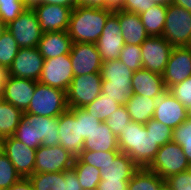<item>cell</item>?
I'll return each instance as SVG.
<instances>
[{
  "instance_id": "cell-54",
  "label": "cell",
  "mask_w": 191,
  "mask_h": 190,
  "mask_svg": "<svg viewBox=\"0 0 191 190\" xmlns=\"http://www.w3.org/2000/svg\"><path fill=\"white\" fill-rule=\"evenodd\" d=\"M27 8H33L41 3V0H23Z\"/></svg>"
},
{
  "instance_id": "cell-43",
  "label": "cell",
  "mask_w": 191,
  "mask_h": 190,
  "mask_svg": "<svg viewBox=\"0 0 191 190\" xmlns=\"http://www.w3.org/2000/svg\"><path fill=\"white\" fill-rule=\"evenodd\" d=\"M167 90L185 106L187 111L191 110V76Z\"/></svg>"
},
{
  "instance_id": "cell-56",
  "label": "cell",
  "mask_w": 191,
  "mask_h": 190,
  "mask_svg": "<svg viewBox=\"0 0 191 190\" xmlns=\"http://www.w3.org/2000/svg\"><path fill=\"white\" fill-rule=\"evenodd\" d=\"M154 4L169 5L172 0H151Z\"/></svg>"
},
{
  "instance_id": "cell-11",
  "label": "cell",
  "mask_w": 191,
  "mask_h": 190,
  "mask_svg": "<svg viewBox=\"0 0 191 190\" xmlns=\"http://www.w3.org/2000/svg\"><path fill=\"white\" fill-rule=\"evenodd\" d=\"M75 157L61 145L36 149L34 173H54L72 169Z\"/></svg>"
},
{
  "instance_id": "cell-41",
  "label": "cell",
  "mask_w": 191,
  "mask_h": 190,
  "mask_svg": "<svg viewBox=\"0 0 191 190\" xmlns=\"http://www.w3.org/2000/svg\"><path fill=\"white\" fill-rule=\"evenodd\" d=\"M25 9L23 0H0V19L8 24L15 20Z\"/></svg>"
},
{
  "instance_id": "cell-52",
  "label": "cell",
  "mask_w": 191,
  "mask_h": 190,
  "mask_svg": "<svg viewBox=\"0 0 191 190\" xmlns=\"http://www.w3.org/2000/svg\"><path fill=\"white\" fill-rule=\"evenodd\" d=\"M7 77L8 69L3 66H0V90H3Z\"/></svg>"
},
{
  "instance_id": "cell-30",
  "label": "cell",
  "mask_w": 191,
  "mask_h": 190,
  "mask_svg": "<svg viewBox=\"0 0 191 190\" xmlns=\"http://www.w3.org/2000/svg\"><path fill=\"white\" fill-rule=\"evenodd\" d=\"M22 118L20 109L4 101L0 105V138L13 136Z\"/></svg>"
},
{
  "instance_id": "cell-26",
  "label": "cell",
  "mask_w": 191,
  "mask_h": 190,
  "mask_svg": "<svg viewBox=\"0 0 191 190\" xmlns=\"http://www.w3.org/2000/svg\"><path fill=\"white\" fill-rule=\"evenodd\" d=\"M119 150L118 138L109 126L102 122L99 127L84 140L82 151L108 152Z\"/></svg>"
},
{
  "instance_id": "cell-1",
  "label": "cell",
  "mask_w": 191,
  "mask_h": 190,
  "mask_svg": "<svg viewBox=\"0 0 191 190\" xmlns=\"http://www.w3.org/2000/svg\"><path fill=\"white\" fill-rule=\"evenodd\" d=\"M58 128V117L23 114L13 137L32 149L51 147L59 145Z\"/></svg>"
},
{
  "instance_id": "cell-55",
  "label": "cell",
  "mask_w": 191,
  "mask_h": 190,
  "mask_svg": "<svg viewBox=\"0 0 191 190\" xmlns=\"http://www.w3.org/2000/svg\"><path fill=\"white\" fill-rule=\"evenodd\" d=\"M7 31V24L0 19V37Z\"/></svg>"
},
{
  "instance_id": "cell-13",
  "label": "cell",
  "mask_w": 191,
  "mask_h": 190,
  "mask_svg": "<svg viewBox=\"0 0 191 190\" xmlns=\"http://www.w3.org/2000/svg\"><path fill=\"white\" fill-rule=\"evenodd\" d=\"M118 21V11L113 12L106 20L102 34L96 42L102 62L119 59L125 45Z\"/></svg>"
},
{
  "instance_id": "cell-48",
  "label": "cell",
  "mask_w": 191,
  "mask_h": 190,
  "mask_svg": "<svg viewBox=\"0 0 191 190\" xmlns=\"http://www.w3.org/2000/svg\"><path fill=\"white\" fill-rule=\"evenodd\" d=\"M76 6L107 9L106 0H76Z\"/></svg>"
},
{
  "instance_id": "cell-23",
  "label": "cell",
  "mask_w": 191,
  "mask_h": 190,
  "mask_svg": "<svg viewBox=\"0 0 191 190\" xmlns=\"http://www.w3.org/2000/svg\"><path fill=\"white\" fill-rule=\"evenodd\" d=\"M72 44L67 31L45 32L39 41L38 49L44 59H50L69 54Z\"/></svg>"
},
{
  "instance_id": "cell-33",
  "label": "cell",
  "mask_w": 191,
  "mask_h": 190,
  "mask_svg": "<svg viewBox=\"0 0 191 190\" xmlns=\"http://www.w3.org/2000/svg\"><path fill=\"white\" fill-rule=\"evenodd\" d=\"M72 169L78 177L82 190L98 187L101 181V172L98 168L86 163H73Z\"/></svg>"
},
{
  "instance_id": "cell-10",
  "label": "cell",
  "mask_w": 191,
  "mask_h": 190,
  "mask_svg": "<svg viewBox=\"0 0 191 190\" xmlns=\"http://www.w3.org/2000/svg\"><path fill=\"white\" fill-rule=\"evenodd\" d=\"M72 68L69 54L45 59L38 81L67 92L74 77Z\"/></svg>"
},
{
  "instance_id": "cell-19",
  "label": "cell",
  "mask_w": 191,
  "mask_h": 190,
  "mask_svg": "<svg viewBox=\"0 0 191 190\" xmlns=\"http://www.w3.org/2000/svg\"><path fill=\"white\" fill-rule=\"evenodd\" d=\"M153 119L175 129L188 119V111L185 106L167 90L157 99Z\"/></svg>"
},
{
  "instance_id": "cell-36",
  "label": "cell",
  "mask_w": 191,
  "mask_h": 190,
  "mask_svg": "<svg viewBox=\"0 0 191 190\" xmlns=\"http://www.w3.org/2000/svg\"><path fill=\"white\" fill-rule=\"evenodd\" d=\"M21 178L9 158L2 152L0 154V189H8Z\"/></svg>"
},
{
  "instance_id": "cell-60",
  "label": "cell",
  "mask_w": 191,
  "mask_h": 190,
  "mask_svg": "<svg viewBox=\"0 0 191 190\" xmlns=\"http://www.w3.org/2000/svg\"><path fill=\"white\" fill-rule=\"evenodd\" d=\"M83 190H100L98 187H94V188H91V189H83Z\"/></svg>"
},
{
  "instance_id": "cell-7",
  "label": "cell",
  "mask_w": 191,
  "mask_h": 190,
  "mask_svg": "<svg viewBox=\"0 0 191 190\" xmlns=\"http://www.w3.org/2000/svg\"><path fill=\"white\" fill-rule=\"evenodd\" d=\"M166 180L174 174L191 169L182 147L173 141L160 146L152 163L147 167Z\"/></svg>"
},
{
  "instance_id": "cell-38",
  "label": "cell",
  "mask_w": 191,
  "mask_h": 190,
  "mask_svg": "<svg viewBox=\"0 0 191 190\" xmlns=\"http://www.w3.org/2000/svg\"><path fill=\"white\" fill-rule=\"evenodd\" d=\"M172 141L182 147L188 162L191 165V121L185 120L178 127L173 129Z\"/></svg>"
},
{
  "instance_id": "cell-3",
  "label": "cell",
  "mask_w": 191,
  "mask_h": 190,
  "mask_svg": "<svg viewBox=\"0 0 191 190\" xmlns=\"http://www.w3.org/2000/svg\"><path fill=\"white\" fill-rule=\"evenodd\" d=\"M112 13L108 9L76 6L72 10L67 29L72 42L96 43Z\"/></svg>"
},
{
  "instance_id": "cell-6",
  "label": "cell",
  "mask_w": 191,
  "mask_h": 190,
  "mask_svg": "<svg viewBox=\"0 0 191 190\" xmlns=\"http://www.w3.org/2000/svg\"><path fill=\"white\" fill-rule=\"evenodd\" d=\"M162 36L173 47L191 46V12L170 3Z\"/></svg>"
},
{
  "instance_id": "cell-15",
  "label": "cell",
  "mask_w": 191,
  "mask_h": 190,
  "mask_svg": "<svg viewBox=\"0 0 191 190\" xmlns=\"http://www.w3.org/2000/svg\"><path fill=\"white\" fill-rule=\"evenodd\" d=\"M44 61L38 47L20 48L8 69V75L38 81Z\"/></svg>"
},
{
  "instance_id": "cell-34",
  "label": "cell",
  "mask_w": 191,
  "mask_h": 190,
  "mask_svg": "<svg viewBox=\"0 0 191 190\" xmlns=\"http://www.w3.org/2000/svg\"><path fill=\"white\" fill-rule=\"evenodd\" d=\"M20 47L12 34L7 30L0 37V66L7 69L12 65Z\"/></svg>"
},
{
  "instance_id": "cell-29",
  "label": "cell",
  "mask_w": 191,
  "mask_h": 190,
  "mask_svg": "<svg viewBox=\"0 0 191 190\" xmlns=\"http://www.w3.org/2000/svg\"><path fill=\"white\" fill-rule=\"evenodd\" d=\"M166 13L167 5L155 4L149 10L139 14L141 22L149 36H162Z\"/></svg>"
},
{
  "instance_id": "cell-20",
  "label": "cell",
  "mask_w": 191,
  "mask_h": 190,
  "mask_svg": "<svg viewBox=\"0 0 191 190\" xmlns=\"http://www.w3.org/2000/svg\"><path fill=\"white\" fill-rule=\"evenodd\" d=\"M36 81L9 76L3 87L4 101L25 112L33 98Z\"/></svg>"
},
{
  "instance_id": "cell-16",
  "label": "cell",
  "mask_w": 191,
  "mask_h": 190,
  "mask_svg": "<svg viewBox=\"0 0 191 190\" xmlns=\"http://www.w3.org/2000/svg\"><path fill=\"white\" fill-rule=\"evenodd\" d=\"M69 55L74 76L101 72L102 60L96 43H73Z\"/></svg>"
},
{
  "instance_id": "cell-47",
  "label": "cell",
  "mask_w": 191,
  "mask_h": 190,
  "mask_svg": "<svg viewBox=\"0 0 191 190\" xmlns=\"http://www.w3.org/2000/svg\"><path fill=\"white\" fill-rule=\"evenodd\" d=\"M65 190H82L78 177L73 169L64 171Z\"/></svg>"
},
{
  "instance_id": "cell-45",
  "label": "cell",
  "mask_w": 191,
  "mask_h": 190,
  "mask_svg": "<svg viewBox=\"0 0 191 190\" xmlns=\"http://www.w3.org/2000/svg\"><path fill=\"white\" fill-rule=\"evenodd\" d=\"M154 5L151 0H124V10L135 14H141Z\"/></svg>"
},
{
  "instance_id": "cell-51",
  "label": "cell",
  "mask_w": 191,
  "mask_h": 190,
  "mask_svg": "<svg viewBox=\"0 0 191 190\" xmlns=\"http://www.w3.org/2000/svg\"><path fill=\"white\" fill-rule=\"evenodd\" d=\"M107 9L111 12L124 10V0H106Z\"/></svg>"
},
{
  "instance_id": "cell-32",
  "label": "cell",
  "mask_w": 191,
  "mask_h": 190,
  "mask_svg": "<svg viewBox=\"0 0 191 190\" xmlns=\"http://www.w3.org/2000/svg\"><path fill=\"white\" fill-rule=\"evenodd\" d=\"M121 107L119 103L113 101L110 97H105L102 93L90 104L83 107L87 113L93 114L95 119L104 122L110 114Z\"/></svg>"
},
{
  "instance_id": "cell-9",
  "label": "cell",
  "mask_w": 191,
  "mask_h": 190,
  "mask_svg": "<svg viewBox=\"0 0 191 190\" xmlns=\"http://www.w3.org/2000/svg\"><path fill=\"white\" fill-rule=\"evenodd\" d=\"M20 48L38 47L43 32L33 8L25 9L15 20L7 24Z\"/></svg>"
},
{
  "instance_id": "cell-18",
  "label": "cell",
  "mask_w": 191,
  "mask_h": 190,
  "mask_svg": "<svg viewBox=\"0 0 191 190\" xmlns=\"http://www.w3.org/2000/svg\"><path fill=\"white\" fill-rule=\"evenodd\" d=\"M43 33L67 31L72 10L62 5L40 3L33 7Z\"/></svg>"
},
{
  "instance_id": "cell-28",
  "label": "cell",
  "mask_w": 191,
  "mask_h": 190,
  "mask_svg": "<svg viewBox=\"0 0 191 190\" xmlns=\"http://www.w3.org/2000/svg\"><path fill=\"white\" fill-rule=\"evenodd\" d=\"M166 180L147 167L138 168L128 181V190H165Z\"/></svg>"
},
{
  "instance_id": "cell-17",
  "label": "cell",
  "mask_w": 191,
  "mask_h": 190,
  "mask_svg": "<svg viewBox=\"0 0 191 190\" xmlns=\"http://www.w3.org/2000/svg\"><path fill=\"white\" fill-rule=\"evenodd\" d=\"M162 76L166 89L191 76V46L173 47Z\"/></svg>"
},
{
  "instance_id": "cell-25",
  "label": "cell",
  "mask_w": 191,
  "mask_h": 190,
  "mask_svg": "<svg viewBox=\"0 0 191 190\" xmlns=\"http://www.w3.org/2000/svg\"><path fill=\"white\" fill-rule=\"evenodd\" d=\"M139 167L125 153H119L100 169L101 180L129 181Z\"/></svg>"
},
{
  "instance_id": "cell-59",
  "label": "cell",
  "mask_w": 191,
  "mask_h": 190,
  "mask_svg": "<svg viewBox=\"0 0 191 190\" xmlns=\"http://www.w3.org/2000/svg\"><path fill=\"white\" fill-rule=\"evenodd\" d=\"M188 120H190V121H191V110H190V111H188Z\"/></svg>"
},
{
  "instance_id": "cell-24",
  "label": "cell",
  "mask_w": 191,
  "mask_h": 190,
  "mask_svg": "<svg viewBox=\"0 0 191 190\" xmlns=\"http://www.w3.org/2000/svg\"><path fill=\"white\" fill-rule=\"evenodd\" d=\"M118 21L125 44L141 45L149 37L139 14L121 10L118 11Z\"/></svg>"
},
{
  "instance_id": "cell-35",
  "label": "cell",
  "mask_w": 191,
  "mask_h": 190,
  "mask_svg": "<svg viewBox=\"0 0 191 190\" xmlns=\"http://www.w3.org/2000/svg\"><path fill=\"white\" fill-rule=\"evenodd\" d=\"M119 153L120 150L108 152L81 151L73 163H86L100 170L110 159H115Z\"/></svg>"
},
{
  "instance_id": "cell-46",
  "label": "cell",
  "mask_w": 191,
  "mask_h": 190,
  "mask_svg": "<svg viewBox=\"0 0 191 190\" xmlns=\"http://www.w3.org/2000/svg\"><path fill=\"white\" fill-rule=\"evenodd\" d=\"M98 188L100 190H128V181L101 180Z\"/></svg>"
},
{
  "instance_id": "cell-49",
  "label": "cell",
  "mask_w": 191,
  "mask_h": 190,
  "mask_svg": "<svg viewBox=\"0 0 191 190\" xmlns=\"http://www.w3.org/2000/svg\"><path fill=\"white\" fill-rule=\"evenodd\" d=\"M5 190H34V188L29 178L22 177L18 182Z\"/></svg>"
},
{
  "instance_id": "cell-4",
  "label": "cell",
  "mask_w": 191,
  "mask_h": 190,
  "mask_svg": "<svg viewBox=\"0 0 191 190\" xmlns=\"http://www.w3.org/2000/svg\"><path fill=\"white\" fill-rule=\"evenodd\" d=\"M102 94L120 105H125L134 93L132 89L133 71L119 59L102 62Z\"/></svg>"
},
{
  "instance_id": "cell-8",
  "label": "cell",
  "mask_w": 191,
  "mask_h": 190,
  "mask_svg": "<svg viewBox=\"0 0 191 190\" xmlns=\"http://www.w3.org/2000/svg\"><path fill=\"white\" fill-rule=\"evenodd\" d=\"M101 73L74 76L66 92L68 108H83L102 93Z\"/></svg>"
},
{
  "instance_id": "cell-31",
  "label": "cell",
  "mask_w": 191,
  "mask_h": 190,
  "mask_svg": "<svg viewBox=\"0 0 191 190\" xmlns=\"http://www.w3.org/2000/svg\"><path fill=\"white\" fill-rule=\"evenodd\" d=\"M29 180L34 190H65V179L63 172L33 173Z\"/></svg>"
},
{
  "instance_id": "cell-2",
  "label": "cell",
  "mask_w": 191,
  "mask_h": 190,
  "mask_svg": "<svg viewBox=\"0 0 191 190\" xmlns=\"http://www.w3.org/2000/svg\"><path fill=\"white\" fill-rule=\"evenodd\" d=\"M117 138L120 152L127 154L139 168L148 167L160 148L145 125L137 122H130Z\"/></svg>"
},
{
  "instance_id": "cell-12",
  "label": "cell",
  "mask_w": 191,
  "mask_h": 190,
  "mask_svg": "<svg viewBox=\"0 0 191 190\" xmlns=\"http://www.w3.org/2000/svg\"><path fill=\"white\" fill-rule=\"evenodd\" d=\"M140 46L143 68L163 75L173 46L163 36H149Z\"/></svg>"
},
{
  "instance_id": "cell-37",
  "label": "cell",
  "mask_w": 191,
  "mask_h": 190,
  "mask_svg": "<svg viewBox=\"0 0 191 190\" xmlns=\"http://www.w3.org/2000/svg\"><path fill=\"white\" fill-rule=\"evenodd\" d=\"M79 122L80 136L85 140L102 123L83 108H68Z\"/></svg>"
},
{
  "instance_id": "cell-58",
  "label": "cell",
  "mask_w": 191,
  "mask_h": 190,
  "mask_svg": "<svg viewBox=\"0 0 191 190\" xmlns=\"http://www.w3.org/2000/svg\"><path fill=\"white\" fill-rule=\"evenodd\" d=\"M3 152L2 150V139L0 138V154Z\"/></svg>"
},
{
  "instance_id": "cell-22",
  "label": "cell",
  "mask_w": 191,
  "mask_h": 190,
  "mask_svg": "<svg viewBox=\"0 0 191 190\" xmlns=\"http://www.w3.org/2000/svg\"><path fill=\"white\" fill-rule=\"evenodd\" d=\"M131 82L133 93L141 96L159 98L167 91L163 82V76L144 68L133 72Z\"/></svg>"
},
{
  "instance_id": "cell-57",
  "label": "cell",
  "mask_w": 191,
  "mask_h": 190,
  "mask_svg": "<svg viewBox=\"0 0 191 190\" xmlns=\"http://www.w3.org/2000/svg\"><path fill=\"white\" fill-rule=\"evenodd\" d=\"M4 102L3 91L0 90V105Z\"/></svg>"
},
{
  "instance_id": "cell-50",
  "label": "cell",
  "mask_w": 191,
  "mask_h": 190,
  "mask_svg": "<svg viewBox=\"0 0 191 190\" xmlns=\"http://www.w3.org/2000/svg\"><path fill=\"white\" fill-rule=\"evenodd\" d=\"M44 4L62 5L74 9L76 7V0H41Z\"/></svg>"
},
{
  "instance_id": "cell-44",
  "label": "cell",
  "mask_w": 191,
  "mask_h": 190,
  "mask_svg": "<svg viewBox=\"0 0 191 190\" xmlns=\"http://www.w3.org/2000/svg\"><path fill=\"white\" fill-rule=\"evenodd\" d=\"M166 188L169 190H191V169L167 178Z\"/></svg>"
},
{
  "instance_id": "cell-40",
  "label": "cell",
  "mask_w": 191,
  "mask_h": 190,
  "mask_svg": "<svg viewBox=\"0 0 191 190\" xmlns=\"http://www.w3.org/2000/svg\"><path fill=\"white\" fill-rule=\"evenodd\" d=\"M119 60L133 72L142 69L141 46L125 44L120 52Z\"/></svg>"
},
{
  "instance_id": "cell-42",
  "label": "cell",
  "mask_w": 191,
  "mask_h": 190,
  "mask_svg": "<svg viewBox=\"0 0 191 190\" xmlns=\"http://www.w3.org/2000/svg\"><path fill=\"white\" fill-rule=\"evenodd\" d=\"M132 122L130 115L128 114L126 107L121 105V107L110 114L109 118L104 121L116 137L127 128V125Z\"/></svg>"
},
{
  "instance_id": "cell-39",
  "label": "cell",
  "mask_w": 191,
  "mask_h": 190,
  "mask_svg": "<svg viewBox=\"0 0 191 190\" xmlns=\"http://www.w3.org/2000/svg\"><path fill=\"white\" fill-rule=\"evenodd\" d=\"M144 125L147 133L159 146H163L165 143L172 141L173 129L171 127L153 118Z\"/></svg>"
},
{
  "instance_id": "cell-27",
  "label": "cell",
  "mask_w": 191,
  "mask_h": 190,
  "mask_svg": "<svg viewBox=\"0 0 191 190\" xmlns=\"http://www.w3.org/2000/svg\"><path fill=\"white\" fill-rule=\"evenodd\" d=\"M158 98H149L133 94L125 103L126 110L132 122L146 124L153 118Z\"/></svg>"
},
{
  "instance_id": "cell-53",
  "label": "cell",
  "mask_w": 191,
  "mask_h": 190,
  "mask_svg": "<svg viewBox=\"0 0 191 190\" xmlns=\"http://www.w3.org/2000/svg\"><path fill=\"white\" fill-rule=\"evenodd\" d=\"M171 3L183 7L191 12V0H172Z\"/></svg>"
},
{
  "instance_id": "cell-5",
  "label": "cell",
  "mask_w": 191,
  "mask_h": 190,
  "mask_svg": "<svg viewBox=\"0 0 191 190\" xmlns=\"http://www.w3.org/2000/svg\"><path fill=\"white\" fill-rule=\"evenodd\" d=\"M67 109L66 91L36 81L33 98L23 114L59 117Z\"/></svg>"
},
{
  "instance_id": "cell-21",
  "label": "cell",
  "mask_w": 191,
  "mask_h": 190,
  "mask_svg": "<svg viewBox=\"0 0 191 190\" xmlns=\"http://www.w3.org/2000/svg\"><path fill=\"white\" fill-rule=\"evenodd\" d=\"M58 127L59 145L76 158L82 151L84 139L80 136L79 122L69 109L58 117Z\"/></svg>"
},
{
  "instance_id": "cell-14",
  "label": "cell",
  "mask_w": 191,
  "mask_h": 190,
  "mask_svg": "<svg viewBox=\"0 0 191 190\" xmlns=\"http://www.w3.org/2000/svg\"><path fill=\"white\" fill-rule=\"evenodd\" d=\"M2 150L21 177L28 178L34 173L36 149L29 148L10 136L2 139Z\"/></svg>"
}]
</instances>
